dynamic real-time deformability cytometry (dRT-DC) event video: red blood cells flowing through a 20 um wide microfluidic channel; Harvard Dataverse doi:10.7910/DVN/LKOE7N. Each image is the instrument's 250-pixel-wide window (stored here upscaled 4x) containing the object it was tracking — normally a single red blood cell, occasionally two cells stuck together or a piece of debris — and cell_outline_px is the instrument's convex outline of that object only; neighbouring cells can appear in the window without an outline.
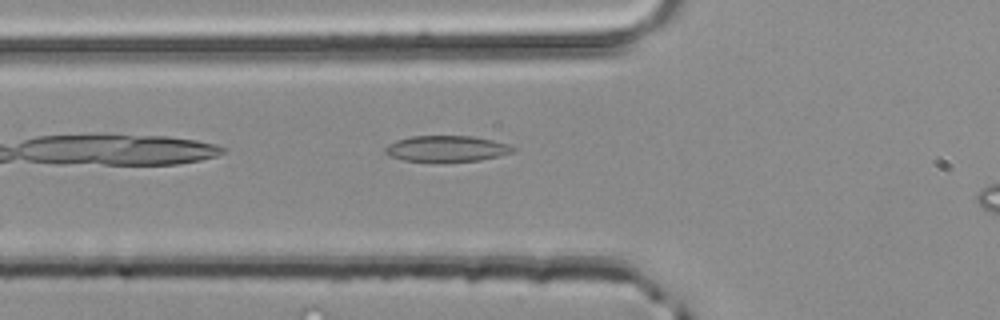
{"species": "common noctule bat (a hibernating species)", "species_latin": "Nyctalus noctula", "temperature_condition": "room temperature", "stored_images_in_passage": 5, "camera_frame_rate_fps": 3000, "um_per_image_px": 0.085, "animal": {"sex": "male", "body_mass_g": 20.4}, "frame": {"image": 1, "passage_image": 5, "time_ms": 1.333, "image_size_px": [1000, 320], "cell_outline_px": [[516, 148], [512, 152], [500, 156], [480, 160], [404, 160], [388, 156], [384, 152], [384, 148], [388, 144], [396, 140], [412, 136], [472, 136], [492, 140], [508, 144]], "centroid_in_image_um": [37.95, 12.61], "position_along_channel_um": 87.9, "area_um2": 18.96}}